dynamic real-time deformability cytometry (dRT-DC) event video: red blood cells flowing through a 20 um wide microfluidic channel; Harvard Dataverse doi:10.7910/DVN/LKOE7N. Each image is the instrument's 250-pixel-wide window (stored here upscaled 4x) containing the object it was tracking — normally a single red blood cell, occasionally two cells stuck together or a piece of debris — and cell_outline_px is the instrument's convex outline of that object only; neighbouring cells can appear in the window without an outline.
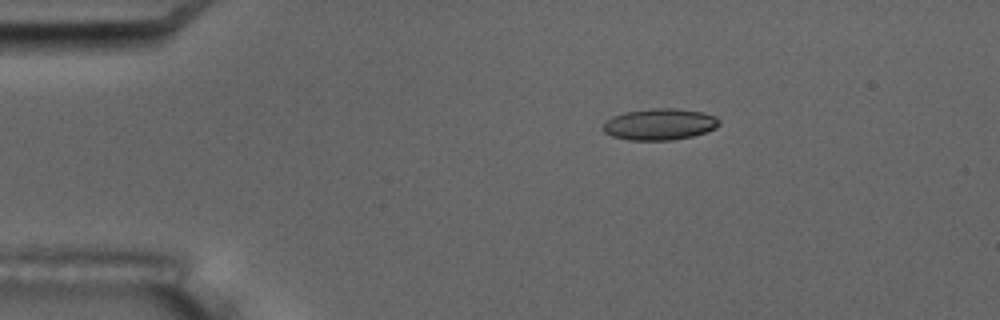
{"species": "common noctule bat (a hibernating species)", "species_latin": "Nyctalus noctula", "temperature_condition": "room temperature", "stored_images_in_passage": 4, "camera_frame_rate_fps": 3000, "um_per_image_px": 0.085, "animal": {"sex": "male", "body_mass_g": 17.5, "forearm_length_mm": 52.3}, "frame": {"image": 1, "passage_image": 3, "time_ms": 2.333, "image_size_px": [1000, 320], "cell_outline_px": [[720, 124], [716, 128], [692, 136], [672, 140], [628, 140], [612, 136], [604, 132], [600, 128], [612, 116], [624, 112], [652, 108], [676, 108], [704, 112], [716, 116], [720, 120]], "centroid_in_image_um": [56.07, 10.55], "position_along_channel_um": 28.9, "area_um2": 21.44}}